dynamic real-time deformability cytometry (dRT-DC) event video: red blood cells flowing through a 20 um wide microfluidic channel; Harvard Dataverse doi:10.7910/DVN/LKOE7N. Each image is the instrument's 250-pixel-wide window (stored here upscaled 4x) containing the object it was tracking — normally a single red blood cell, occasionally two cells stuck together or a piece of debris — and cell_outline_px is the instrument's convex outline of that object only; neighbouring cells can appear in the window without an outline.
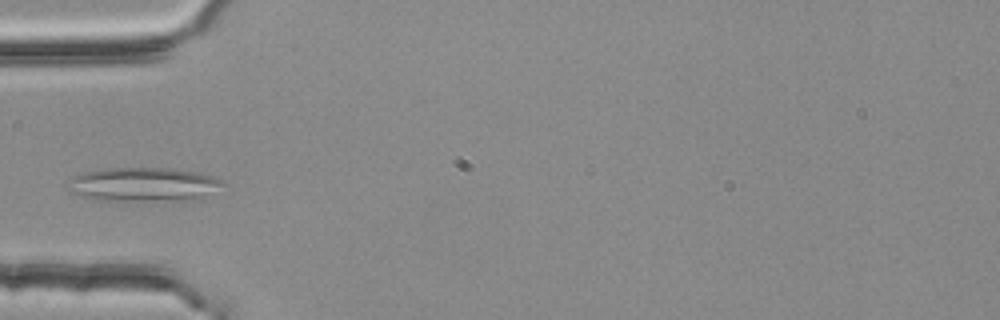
{"species": "common noctule bat (a hibernating species)", "species_latin": "Nyctalus noctula", "temperature_condition": "room temperature", "stored_images_in_passage": 30, "camera_frame_rate_fps": 3000, "um_per_image_px": 0.085, "animal": {"sex": "female", "body_mass_g": 25.1}, "frame": {"image": 1, "passage_image": 1, "time_ms": 0.0, "image_size_px": [1000, 320], "cell_outline_px": [[224, 184], [204, 196], [192, 200], [92, 200], [68, 192], [64, 188], [64, 184], [72, 176], [84, 172], [104, 168], [172, 168], [196, 172], [212, 176], [224, 180]], "centroid_in_image_um": [12.07, 15.67], "position_along_channel_um": 72.9, "area_um2": 30.98}}
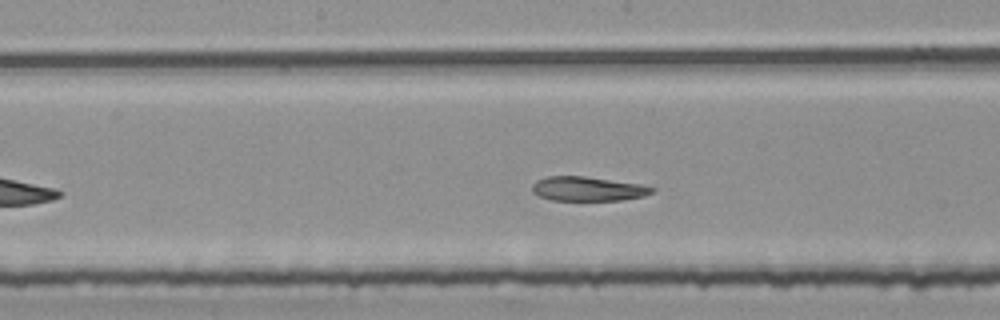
{"frame": {"image": 2, "passage_image": 11, "time_ms": 3.333, "image_size_px": [1000, 320], "cell_outline_px": [[656, 192], [644, 196], [620, 200], [552, 200], [540, 196], [532, 192], [532, 184], [536, 180], [548, 176], [584, 176], [640, 184], [656, 188]], "centroid_in_image_um": [49.98, 16.05], "position_along_channel_um": 198.2, "area_um2": 16.99}}
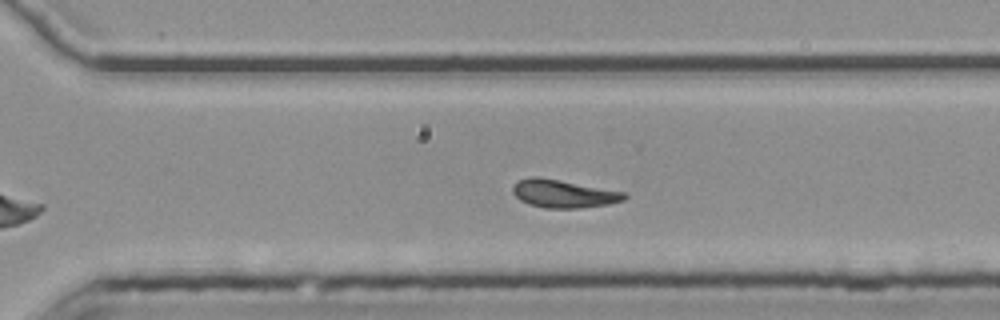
{"frame": {"image": 3, "passage_image": 21, "time_ms": 6.667, "image_size_px": [1000, 320], "cell_outline_px": [[628, 196], [624, 200], [608, 204], [580, 208], [544, 208], [528, 204], [520, 200], [512, 192], [512, 188], [516, 180], [532, 176], [540, 176], [624, 192]], "centroid_in_image_um": [47.85, 16.45], "position_along_channel_um": 322.7, "area_um2": 18.32}}